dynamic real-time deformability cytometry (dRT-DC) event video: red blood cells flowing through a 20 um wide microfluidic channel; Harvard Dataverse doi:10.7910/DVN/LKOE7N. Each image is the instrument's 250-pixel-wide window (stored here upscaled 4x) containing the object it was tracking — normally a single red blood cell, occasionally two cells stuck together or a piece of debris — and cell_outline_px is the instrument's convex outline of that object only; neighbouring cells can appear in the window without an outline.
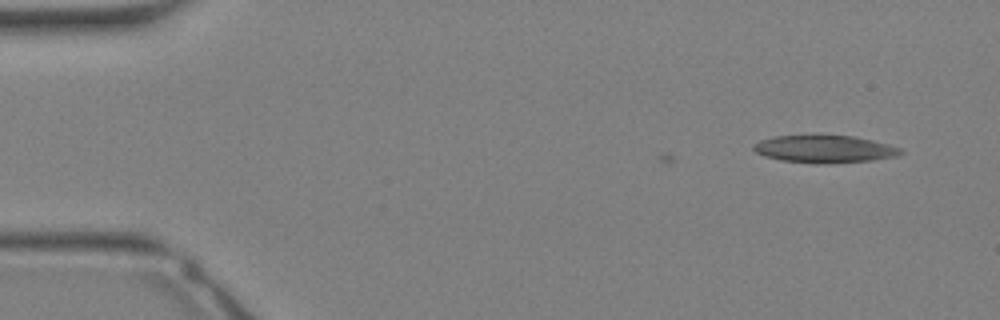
{"species": "Egyptian fruit bat (a non-hibernating species)", "species_latin": "Rousettus aegyptiacus", "temperature_condition": "warm", "stored_images_in_passage": 7, "camera_frame_rate_fps": 3000, "um_per_image_px": 0.085, "animal": {"sex": "female"}, "frame": {"image": 1, "passage_image": 7, "time_ms": 2.0, "image_size_px": [1000, 320], "cell_outline_px": [[904, 152], [900, 156], [872, 160], [816, 164], [780, 160], [764, 156], [756, 152], [752, 148], [752, 144], [760, 140], [776, 136], [852, 136], [872, 140], [888, 144], [900, 148]], "centroid_in_image_um": [70.08, 12.68], "position_along_channel_um": 14.9, "area_um2": 23.41}}